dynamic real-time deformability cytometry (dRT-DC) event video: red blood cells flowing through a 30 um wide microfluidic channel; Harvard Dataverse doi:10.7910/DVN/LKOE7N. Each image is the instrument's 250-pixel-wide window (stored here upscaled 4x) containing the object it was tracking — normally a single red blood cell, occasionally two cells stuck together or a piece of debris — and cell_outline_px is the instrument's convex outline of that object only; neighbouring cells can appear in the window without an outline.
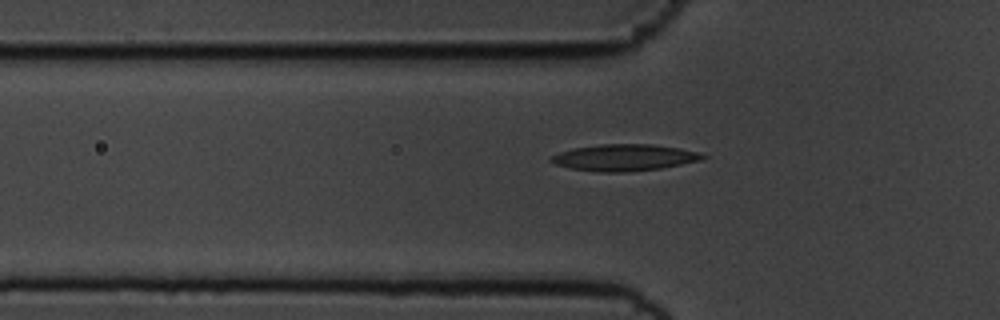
{"species": "common noctule bat (a hibernating species)", "species_latin": "Nyctalus noctula", "temperature_condition": "cold", "stored_images_in_passage": 35, "camera_frame_rate_fps": 3000, "um_per_image_px": 0.085, "animal": {"sex": "male", "body_mass_g": 19.5, "forearm_length_mm": 54.6}, "frame": {"image": 1, "passage_image": 5, "time_ms": 1.333, "image_size_px": [1000, 320], "cell_outline_px": [[708, 156], [700, 160], [660, 168], [624, 172], [596, 172], [568, 168], [556, 164], [548, 160], [552, 156], [560, 152], [572, 148], [600, 144], [652, 144], [680, 148], [696, 152]], "centroid_in_image_um": [53.02, 13.39], "position_along_channel_um": 72.8, "area_um2": 23.35}}
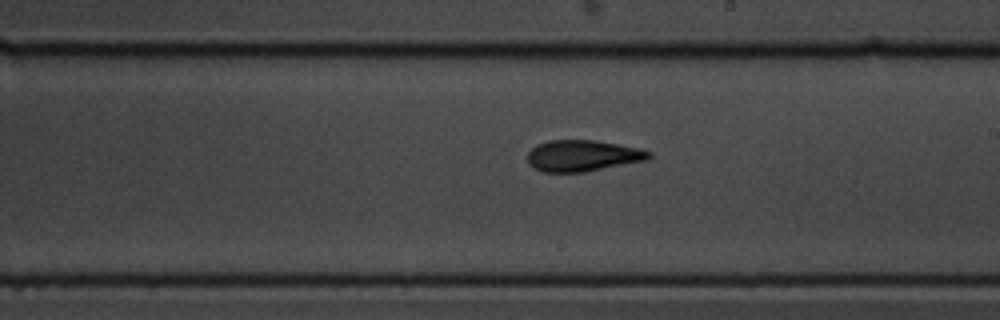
{"frame": {"image": 2, "passage_image": 19, "time_ms": 6.0, "image_size_px": [1000, 320], "cell_outline_px": [[652, 156], [648, 160], [584, 172], [544, 172], [528, 164], [528, 152], [536, 144], [548, 140], [592, 140], [640, 148], [652, 152]], "centroid_in_image_um": [49.54, 13.23], "position_along_channel_um": 239.5, "area_um2": 22.14}}
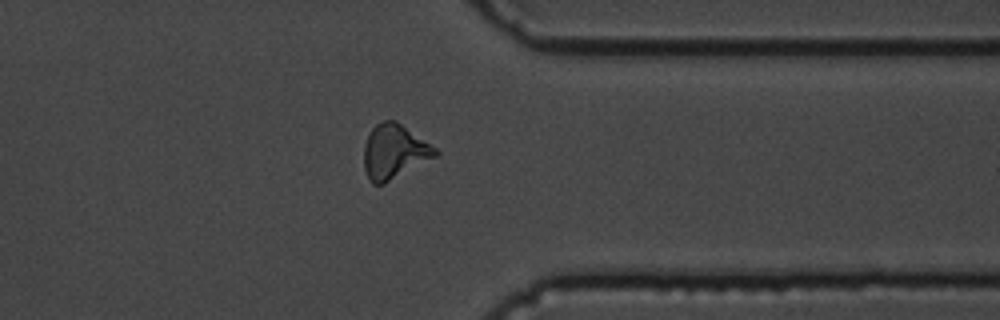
{"frame": {"image": 3, "passage_image": 31, "time_ms": 10.0, "image_size_px": [1000, 320], "cell_outline_px": [[440, 152], [436, 156], [384, 184], [372, 184], [368, 180], [364, 168], [364, 144], [372, 128], [376, 124], [384, 120], [396, 120], [436, 148]], "centroid_in_image_um": [33.48, 12.89], "position_along_channel_um": 377.9, "area_um2": 22.54}, "authors_computed_cell_mechanics": {"area_um2": 21.7328, "velocity_mm_per_s": 3.5672, "shape_relaxation_time_tau1_ms": 6.0244, "shape_relaxation_time_tau2_ms": 3.436, "deformation_change_tau1": 0.1612, "deformation_change_tau2": 0.111}}